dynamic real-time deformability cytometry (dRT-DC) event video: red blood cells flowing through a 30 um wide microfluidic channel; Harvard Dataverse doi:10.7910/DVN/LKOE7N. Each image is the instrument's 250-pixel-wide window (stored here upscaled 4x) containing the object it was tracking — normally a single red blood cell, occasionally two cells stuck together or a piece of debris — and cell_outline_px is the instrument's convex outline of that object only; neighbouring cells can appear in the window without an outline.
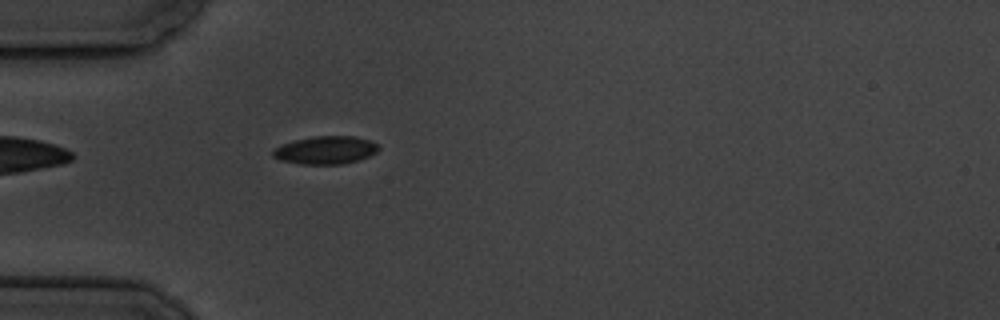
{"species": "common noctule bat (a hibernating species)", "species_latin": "Nyctalus noctula", "temperature_condition": "cold", "stored_images_in_passage": 5, "camera_frame_rate_fps": 3000, "um_per_image_px": 0.085, "animal": {"sex": "male", "body_mass_g": 19.5, "forearm_length_mm": 54.6}, "frame": {"image": 1, "passage_image": 5, "time_ms": 4.667, "image_size_px": [1000, 320], "cell_outline_px": [[380, 148], [376, 152], [368, 156], [344, 164], [300, 164], [280, 160], [272, 156], [272, 148], [292, 140], [316, 136], [356, 136], [368, 140], [376, 144]], "centroid_in_image_um": [27.62, 12.75], "position_along_channel_um": 57.4, "area_um2": 17.22}}